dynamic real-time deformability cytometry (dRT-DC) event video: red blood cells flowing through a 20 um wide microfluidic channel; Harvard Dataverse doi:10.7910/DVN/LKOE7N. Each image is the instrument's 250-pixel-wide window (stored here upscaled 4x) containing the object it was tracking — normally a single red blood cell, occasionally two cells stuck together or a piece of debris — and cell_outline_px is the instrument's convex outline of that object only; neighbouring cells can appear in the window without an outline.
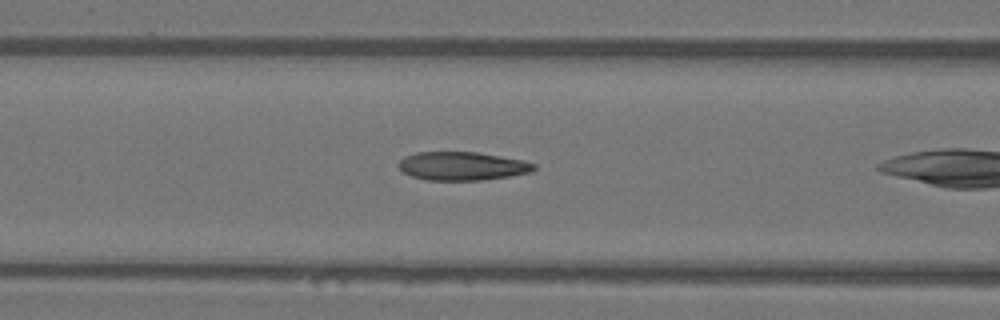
{"species": "Egyptian fruit bat (a non-hibernating species)", "species_latin": "Rousettus aegyptiacus", "temperature_condition": "warm", "stored_images_in_passage": 4, "camera_frame_rate_fps": 3000, "um_per_image_px": 0.085, "animal": {"sex": "female"}, "frame": {"image": 1, "passage_image": 3, "time_ms": 0.667, "image_size_px": [1000, 320], "cell_outline_px": [[536, 168], [532, 172], [484, 180], [428, 180], [412, 176], [404, 172], [396, 164], [404, 156], [416, 152], [476, 152], [524, 160], [536, 164]], "centroid_in_image_um": [39.29, 14.11], "position_along_channel_um": 127.3, "area_um2": 22.48}}